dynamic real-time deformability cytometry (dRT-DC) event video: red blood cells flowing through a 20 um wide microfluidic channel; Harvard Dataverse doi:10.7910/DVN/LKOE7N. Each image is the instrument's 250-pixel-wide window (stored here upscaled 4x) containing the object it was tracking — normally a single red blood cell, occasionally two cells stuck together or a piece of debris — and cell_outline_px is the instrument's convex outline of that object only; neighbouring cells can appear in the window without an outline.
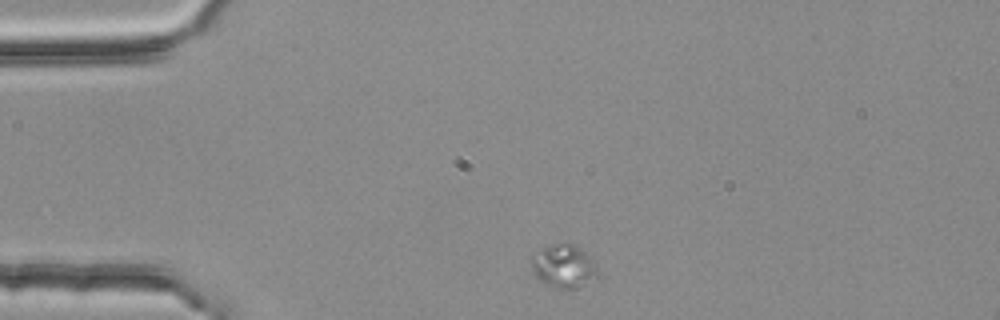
{"species": "common noctule bat (a hibernating species)", "species_latin": "Nyctalus noctula", "temperature_condition": "room temperature", "stored_images_in_passage": 3, "camera_frame_rate_fps": 3000, "um_per_image_px": 0.085, "animal": {"sex": "female", "body_mass_g": 25.1}, "frame": {"image": 1, "passage_image": 1, "time_ms": 0.0, "image_size_px": [1000, 320], "cell_outline_px": [[600, 280], [576, 288], [556, 288], [544, 284], [532, 272], [532, 256], [544, 248], [556, 244], [572, 244], [580, 248], [592, 260], [600, 276]], "centroid_in_image_um": [47.97, 22.68], "position_along_channel_um": 37.0, "area_um2": 16.65}}